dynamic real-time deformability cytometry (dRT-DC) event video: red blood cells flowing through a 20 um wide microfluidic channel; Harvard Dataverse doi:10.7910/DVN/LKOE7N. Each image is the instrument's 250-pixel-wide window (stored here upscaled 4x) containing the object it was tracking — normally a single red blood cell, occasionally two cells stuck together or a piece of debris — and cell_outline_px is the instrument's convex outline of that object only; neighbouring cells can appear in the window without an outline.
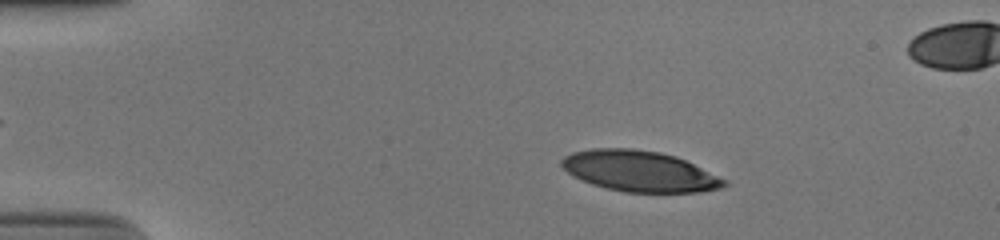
{"species": "human", "species_latin": "Homo sapiens", "temperature_condition": "cold", "stored_images_in_passage": 52, "camera_frame_rate_fps": 3000, "um_per_image_px": 0.085, "donor": {"sex": "male"}, "frame": {"image": 1, "passage_image": 9, "time_ms": 2.667, "image_size_px": [1000, 240], "cell_outline_px": [[728, 184], [724, 188], [696, 192], [624, 192], [592, 184], [572, 176], [560, 164], [560, 160], [564, 156], [572, 152], [592, 148], [632, 148], [660, 152], [676, 156], [728, 180]], "centroid_in_image_um": [54.36, 14.54], "position_along_channel_um": 30.6, "area_um2": 38.73}}
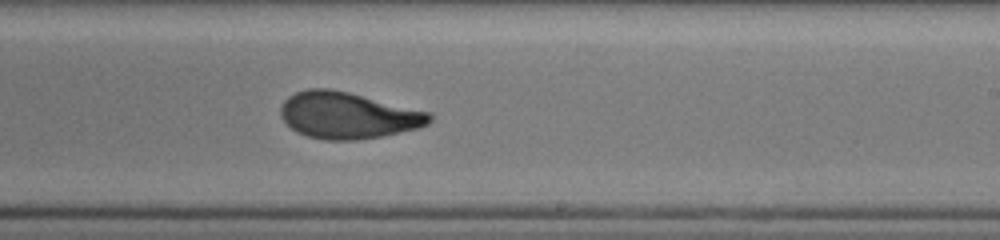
{"frame": {"image": 2, "passage_image": 32, "time_ms": 10.333, "image_size_px": [1000, 240], "cell_outline_px": [[432, 120], [428, 124], [416, 128], [384, 136], [356, 140], [324, 140], [308, 136], [296, 132], [280, 116], [280, 108], [284, 100], [288, 96], [296, 92], [308, 88], [328, 88], [348, 92], [432, 112]], "centroid_in_image_um": [29.57, 9.8], "position_along_channel_um": 259.4, "area_um2": 40.46}}
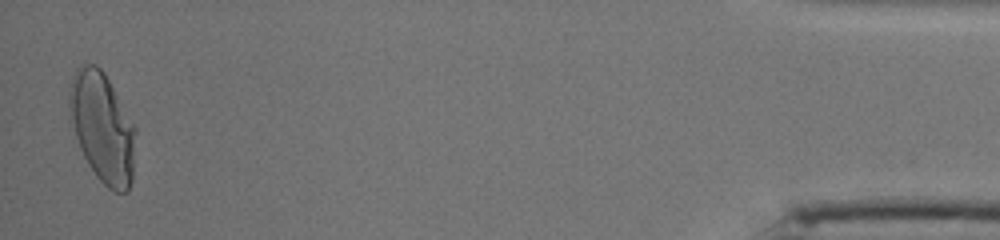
{"frame": {"image": 3, "passage_image": 51, "time_ms": 16.667, "image_size_px": [1000, 240], "cell_outline_px": [[136, 132], [132, 180], [128, 192], [112, 192], [96, 176], [88, 164], [80, 148], [68, 120], [68, 92], [72, 76], [76, 68], [80, 64], [96, 64], [104, 72], [136, 128]], "centroid_in_image_um": [8.67, 10.82], "position_along_channel_um": 426.5, "area_um2": 42.95}}